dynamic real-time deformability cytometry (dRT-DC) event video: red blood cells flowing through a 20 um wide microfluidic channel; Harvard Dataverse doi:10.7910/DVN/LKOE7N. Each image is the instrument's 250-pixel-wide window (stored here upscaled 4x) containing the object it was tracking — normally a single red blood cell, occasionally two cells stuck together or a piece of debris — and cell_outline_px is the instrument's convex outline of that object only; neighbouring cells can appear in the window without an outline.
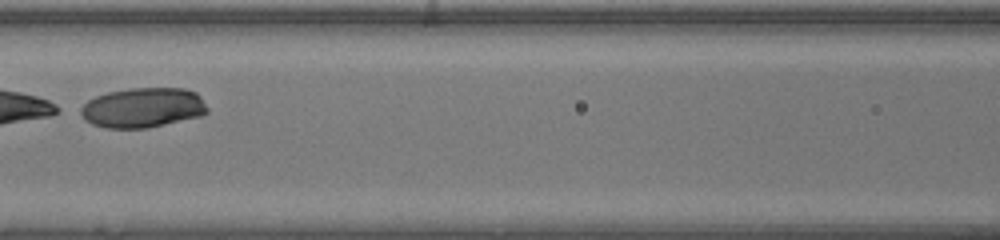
{"species": "human", "species_latin": "Homo sapiens", "temperature_condition": "warm", "stored_images_in_passage": 28, "segment_of_instrument_passage": [2, 2], "camera_frame_rate_fps": 3000, "um_per_image_px": 0.085, "donor": {"sex": "male"}, "frame": {"image": 1, "passage_image": 15, "time_ms": 4.667, "image_size_px": [1000, 240], "cell_outline_px": [[208, 112], [200, 116], [148, 128], [104, 128], [92, 124], [84, 120], [72, 112], [76, 108], [88, 100], [96, 96], [108, 92], [132, 88], [184, 88], [196, 92], [200, 96], [208, 108]], "centroid_in_image_um": [12.04, 9.16], "position_along_channel_um": 154.6, "area_um2": 30.06}}
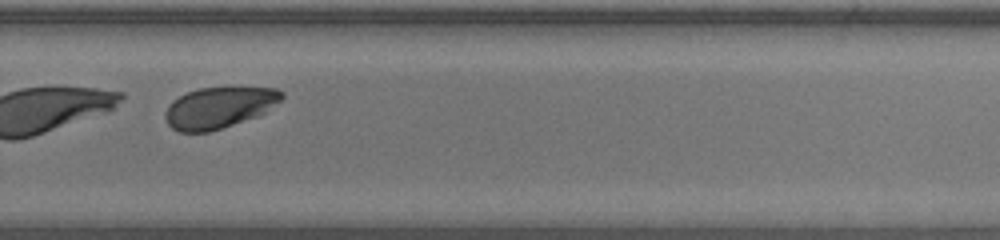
{"frame": {"image": 2, "passage_image": 26, "time_ms": 8.333, "image_size_px": [1000, 240], "cell_outline_px": [[284, 96], [280, 100], [264, 112], [256, 116], [208, 132], [180, 132], [172, 128], [168, 124], [164, 116], [164, 112], [168, 104], [172, 100], [188, 92], [200, 88], [232, 84], [276, 88], [284, 92]], "centroid_in_image_um": [18.62, 9.08], "position_along_channel_um": 311.2, "area_um2": 28.61}}